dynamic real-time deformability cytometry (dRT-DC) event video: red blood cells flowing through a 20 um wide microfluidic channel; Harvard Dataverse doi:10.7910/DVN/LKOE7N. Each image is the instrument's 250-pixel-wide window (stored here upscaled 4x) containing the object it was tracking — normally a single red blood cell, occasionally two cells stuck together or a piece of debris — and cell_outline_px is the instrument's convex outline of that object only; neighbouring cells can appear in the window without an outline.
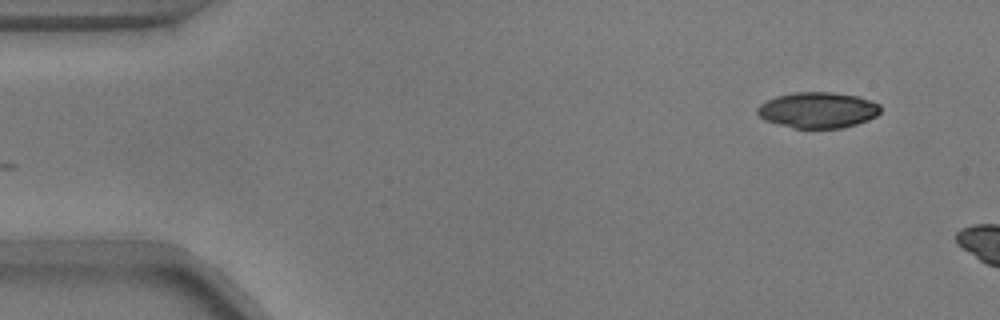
{"species": "common noctule bat (a hibernating species)", "species_latin": "Nyctalus noctula", "temperature_condition": "warm", "stored_images_in_passage": 6, "camera_frame_rate_fps": 3000, "um_per_image_px": 0.085, "animal": {"sex": "male", "body_mass_g": 17.9}, "frame": {"image": 1, "passage_image": 1, "time_ms": 0.0, "image_size_px": [1000, 320], "cell_outline_px": [[880, 112], [876, 116], [868, 120], [856, 124], [840, 128], [796, 128], [764, 120], [756, 112], [756, 108], [760, 104], [776, 96], [792, 92], [832, 92], [860, 96], [880, 104]], "centroid_in_image_um": [69.53, 9.34], "position_along_channel_um": 15.5, "area_um2": 25.78}}